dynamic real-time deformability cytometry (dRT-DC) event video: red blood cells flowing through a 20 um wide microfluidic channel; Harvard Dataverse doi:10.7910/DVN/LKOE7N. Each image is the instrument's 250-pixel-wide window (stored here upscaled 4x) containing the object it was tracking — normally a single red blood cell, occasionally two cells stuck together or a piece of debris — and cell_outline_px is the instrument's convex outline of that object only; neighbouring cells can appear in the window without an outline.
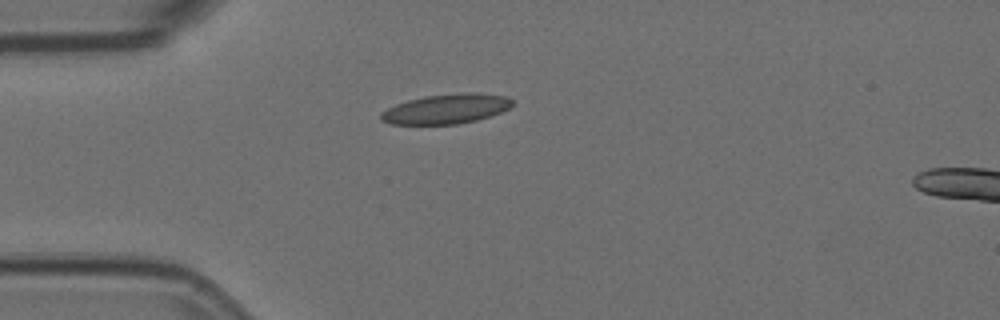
{"species": "Egyptian fruit bat (a non-hibernating species)", "species_latin": "Rousettus aegyptiacus", "temperature_condition": "room temperature", "stored_images_in_passage": 5, "camera_frame_rate_fps": 3000, "um_per_image_px": 0.085, "animal": {"sex": "female"}, "frame": {"image": 1, "passage_image": 5, "time_ms": 1.333, "image_size_px": [1000, 320], "cell_outline_px": [[512, 104], [508, 108], [500, 112], [476, 120], [456, 124], [392, 124], [380, 120], [380, 112], [396, 104], [408, 100], [424, 96], [460, 92], [476, 92], [508, 96], [512, 100]], "centroid_in_image_um": [37.91, 9.24], "position_along_channel_um": 47.1, "area_um2": 22.77}}